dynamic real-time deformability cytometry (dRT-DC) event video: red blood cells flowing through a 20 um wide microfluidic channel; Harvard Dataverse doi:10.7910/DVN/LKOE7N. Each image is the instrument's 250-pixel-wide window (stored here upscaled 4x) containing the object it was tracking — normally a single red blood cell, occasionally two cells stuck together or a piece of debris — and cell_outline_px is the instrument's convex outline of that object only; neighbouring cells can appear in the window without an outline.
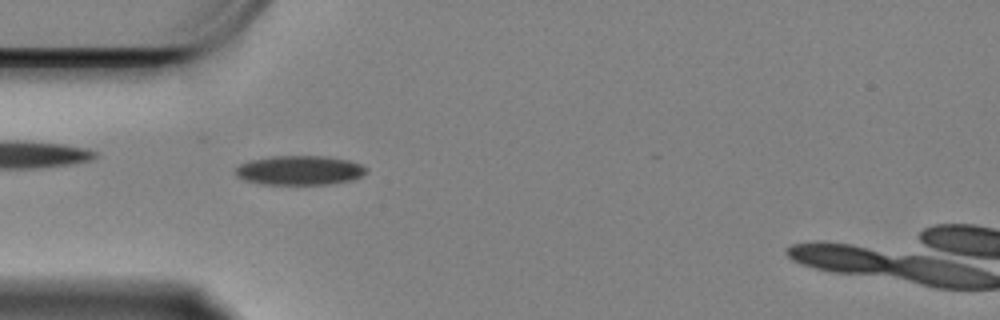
{"species": "Egyptian fruit bat (a non-hibernating species)", "species_latin": "Rousettus aegyptiacus", "temperature_condition": "cold", "stored_images_in_passage": 43, "camera_frame_rate_fps": 3000, "um_per_image_px": 0.085, "animal": {"sex": "female"}, "frame": {"image": 1, "passage_image": 2, "time_ms": 0.333, "image_size_px": [1000, 320], "cell_outline_px": [[368, 172], [352, 180], [328, 184], [260, 184], [244, 180], [236, 176], [236, 168], [240, 164], [248, 160], [272, 156], [324, 156], [348, 160], [360, 164], [368, 168]], "centroid_in_image_um": [25.45, 14.47], "position_along_channel_um": 59.5, "area_um2": 22.43}}
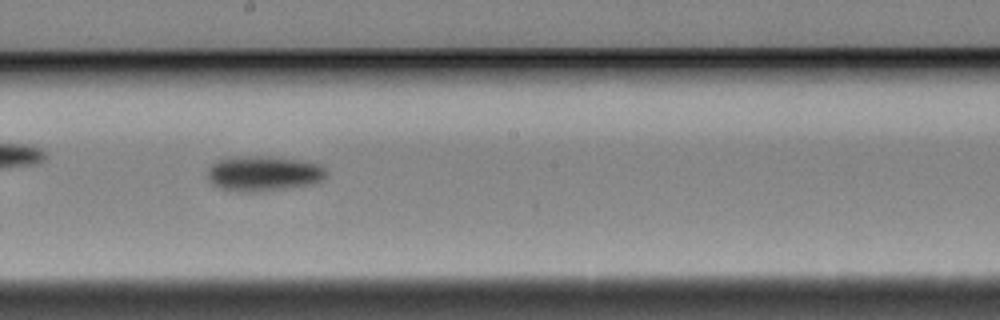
{"frame": {"image": 2, "passage_image": 17, "time_ms": 5.333, "image_size_px": [1000, 320], "cell_outline_px": [[324, 176], [320, 180], [312, 184], [284, 188], [252, 192], [244, 192], [224, 188], [212, 184], [208, 180], [208, 168], [212, 164], [220, 160], [252, 156], [260, 156], [300, 160], [320, 164], [324, 168]], "centroid_in_image_um": [22.39, 14.75], "position_along_channel_um": 225.8, "area_um2": 23.58}}
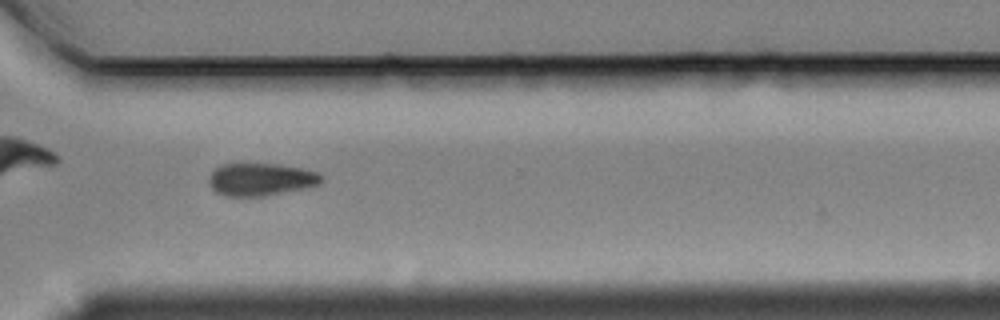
{"frame": {"image": 3, "passage_image": 28, "time_ms": 9.0, "image_size_px": [1000, 320], "cell_outline_px": [[324, 180], [320, 184], [304, 188], [264, 196], [224, 196], [216, 192], [212, 188], [208, 180], [208, 176], [220, 164], [276, 164], [300, 168], [316, 172], [324, 176]], "centroid_in_image_um": [22.16, 15.25], "position_along_channel_um": 348.4, "area_um2": 21.33}, "authors_computed_cell_mechanics": {"area_um2": 21.964, "velocity_mm_per_s": 3.3562, "shape_relaxation_time_tau1_ms": 3.7307, "shape_relaxation_time_tau2_ms": null, "deformation_change_tau1": 0.103, "deformation_change_tau2": null}}